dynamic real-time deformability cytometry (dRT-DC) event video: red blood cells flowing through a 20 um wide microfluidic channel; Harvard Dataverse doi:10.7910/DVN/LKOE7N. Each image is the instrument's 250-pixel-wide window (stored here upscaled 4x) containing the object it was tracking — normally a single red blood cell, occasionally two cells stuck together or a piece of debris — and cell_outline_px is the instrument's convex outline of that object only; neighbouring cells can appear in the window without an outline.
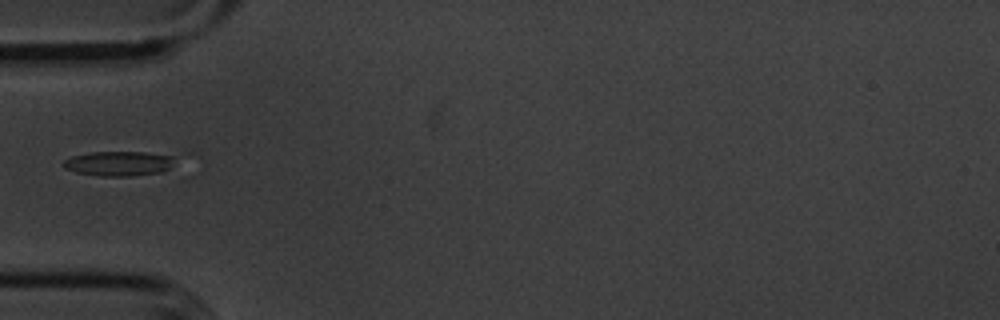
{"species": "common noctule bat (a hibernating species)", "species_latin": "Nyctalus noctula", "temperature_condition": "cold", "stored_images_in_passage": 38, "camera_frame_rate_fps": 3000, "um_per_image_px": 0.085, "animal": {"sex": "male", "body_mass_g": 20.1, "forearm_length_mm": 53.5}, "frame": {"image": 1, "passage_image": 1, "time_ms": 0.0, "image_size_px": [1000, 320], "cell_outline_px": [[172, 160], [168, 168], [164, 172], [132, 176], [100, 176], [76, 172], [64, 168], [60, 164], [64, 160], [72, 156], [92, 152], [144, 152], [172, 156]], "centroid_in_image_um": [10.02, 13.91], "position_along_channel_um": 75.0, "area_um2": 15.95}}
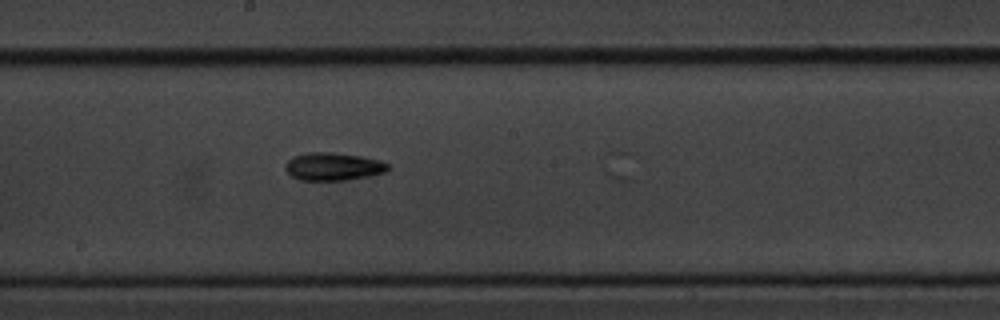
{"frame": {"image": 2, "passage_image": 13, "time_ms": 4.0, "image_size_px": [1000, 320], "cell_outline_px": [[388, 168], [384, 172], [368, 176], [348, 180], [300, 180], [292, 176], [284, 168], [284, 164], [292, 156], [308, 152], [332, 152], [360, 156], [380, 160], [388, 164]], "centroid_in_image_um": [28.28, 14.15], "position_along_channel_um": 219.9, "area_um2": 16.65}}
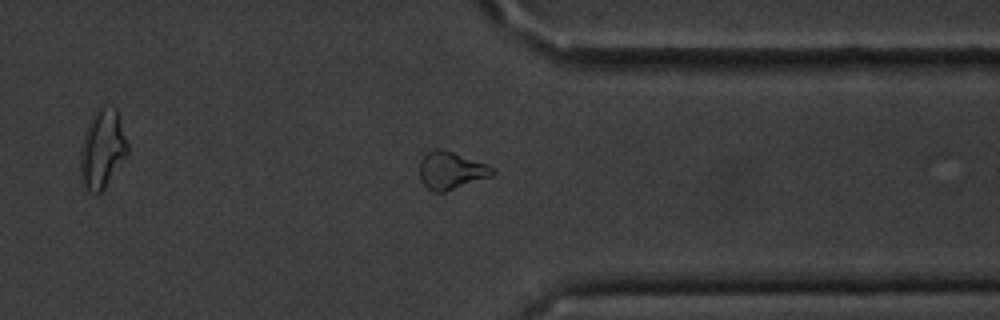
{"frame": {"image": 3, "passage_image": 26, "time_ms": 8.333, "image_size_px": [1000, 320], "cell_outline_px": [[496, 172], [492, 176], [444, 192], [432, 192], [420, 180], [420, 160], [428, 152], [436, 148], [440, 148], [452, 152], [496, 168]], "centroid_in_image_um": [38.34, 14.5], "position_along_channel_um": 373.1, "area_um2": 15.78}}